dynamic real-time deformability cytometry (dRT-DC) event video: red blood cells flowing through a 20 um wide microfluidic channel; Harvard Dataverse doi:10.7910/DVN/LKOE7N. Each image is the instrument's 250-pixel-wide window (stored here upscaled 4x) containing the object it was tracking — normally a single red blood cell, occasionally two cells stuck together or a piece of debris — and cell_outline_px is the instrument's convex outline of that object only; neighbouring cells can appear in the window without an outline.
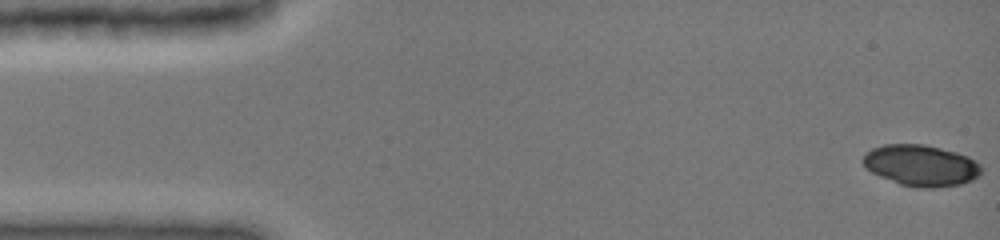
{"species": "common noctule bat (a hibernating species)", "species_latin": "Nyctalus noctula", "temperature_condition": "cold", "stored_images_in_passage": 51, "camera_frame_rate_fps": 3000, "um_per_image_px": 0.085, "animal": {"sex": "female", "body_mass_g": 19.0, "forearm_length_mm": 51.5}, "frame": {"image": 1, "passage_image": 1, "time_ms": 0.0, "image_size_px": [1000, 240], "cell_outline_px": [[980, 176], [972, 180], [960, 184], [936, 188], [920, 188], [900, 184], [880, 176], [864, 168], [860, 160], [864, 152], [872, 148], [884, 144], [924, 144], [956, 152], [968, 156], [976, 160], [980, 164]], "centroid_in_image_um": [78.25, 14.05], "position_along_channel_um": 6.8, "area_um2": 28.73}}
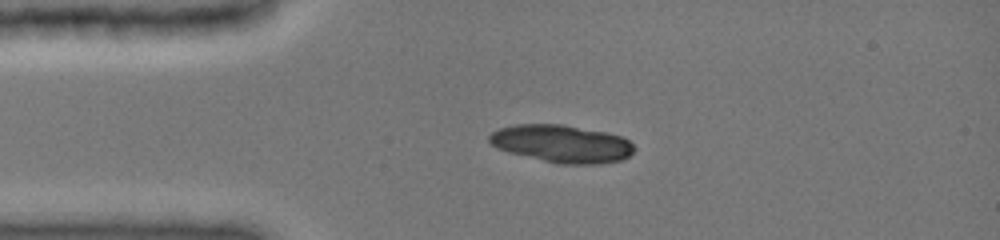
{"frame": {"image": 2, "passage_image": 30, "time_ms": 3.333, "image_size_px": [1000, 240], "cell_outline_px": [[636, 148], [628, 156], [620, 160], [596, 164], [560, 164], [508, 152], [496, 148], [488, 140], [488, 136], [492, 132], [500, 128], [516, 124], [564, 124], [608, 132], [624, 136]], "centroid_in_image_um": [47.76, 12.2], "position_along_channel_um": 37.2, "area_um2": 31.91}}